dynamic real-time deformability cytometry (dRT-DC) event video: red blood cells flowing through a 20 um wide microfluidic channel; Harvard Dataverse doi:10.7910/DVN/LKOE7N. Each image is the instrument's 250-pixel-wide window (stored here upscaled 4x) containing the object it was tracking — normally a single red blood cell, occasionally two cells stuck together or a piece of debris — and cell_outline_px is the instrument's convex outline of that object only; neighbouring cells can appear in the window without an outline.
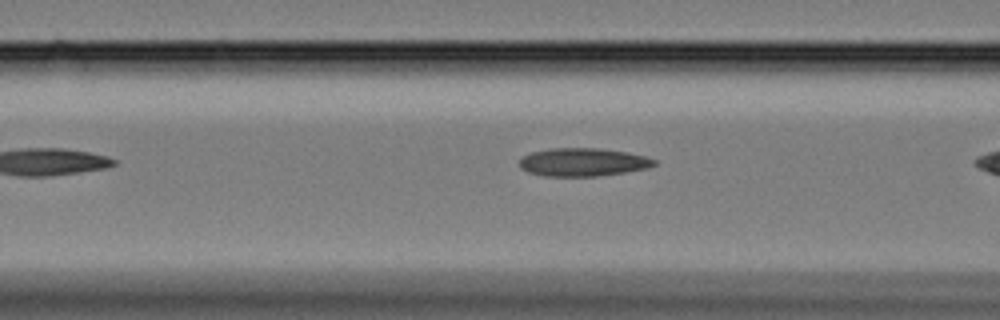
{"species": "Egyptian fruit bat (a non-hibernating species)", "species_latin": "Rousettus aegyptiacus", "temperature_condition": "cold", "stored_images_in_passage": 15, "camera_frame_rate_fps": 3000, "um_per_image_px": 0.085, "animal": {"sex": "female"}, "frame": {"image": 1, "passage_image": 5, "time_ms": 1.333, "image_size_px": [1000, 320], "cell_outline_px": [[656, 164], [648, 168], [624, 172], [596, 176], [544, 176], [528, 172], [520, 168], [520, 160], [524, 156], [532, 152], [552, 148], [600, 148], [628, 152], [644, 156], [656, 160]], "centroid_in_image_um": [49.55, 13.78], "position_along_channel_um": 117.0, "area_um2": 22.02}}
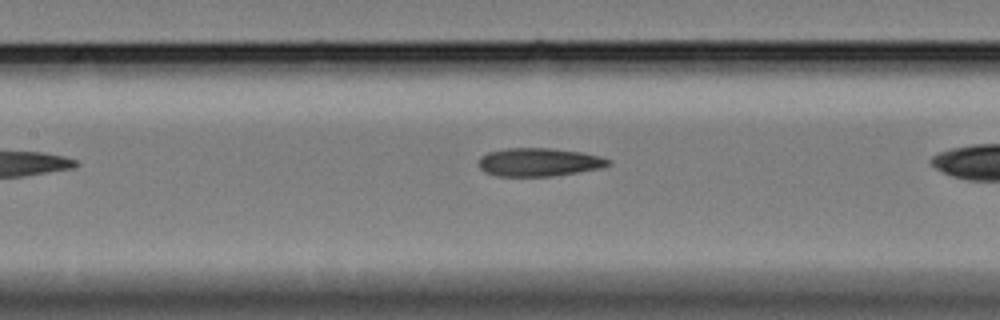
{"frame": {"image": 2, "passage_image": 9, "time_ms": 2.667, "image_size_px": [1000, 320], "cell_outline_px": [[612, 160], [608, 164], [600, 168], [552, 176], [496, 176], [484, 172], [480, 168], [480, 156], [488, 152], [508, 148], [548, 148], [580, 152], [600, 156]], "centroid_in_image_um": [45.78, 13.78], "position_along_channel_um": 161.6, "area_um2": 21.15}}
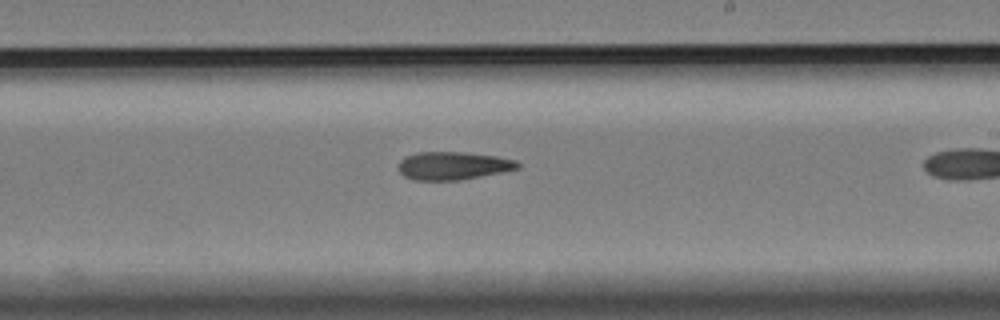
{"frame": {"image": 3, "passage_image": 13, "time_ms": 4.0, "image_size_px": [1000, 320], "cell_outline_px": [[520, 168], [460, 180], [412, 180], [404, 176], [400, 172], [400, 160], [416, 152], [464, 152], [496, 156], [516, 160], [520, 164]], "centroid_in_image_um": [38.52, 14.08], "position_along_channel_um": 250.5, "area_um2": 19.31}}